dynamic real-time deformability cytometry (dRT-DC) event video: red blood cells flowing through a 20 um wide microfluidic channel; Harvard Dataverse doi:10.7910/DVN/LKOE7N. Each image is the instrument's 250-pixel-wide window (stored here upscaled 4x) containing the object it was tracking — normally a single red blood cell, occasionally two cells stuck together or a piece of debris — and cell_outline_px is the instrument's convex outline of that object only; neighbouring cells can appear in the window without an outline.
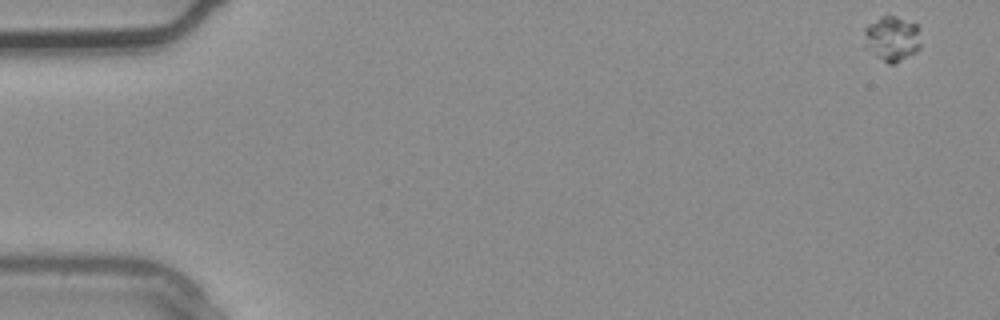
{"species": "common noctule bat (a hibernating species)", "species_latin": "Nyctalus noctula", "temperature_condition": "warm", "stored_images_in_passage": 3, "camera_frame_rate_fps": 3000, "um_per_image_px": 0.085, "animal": {"sex": "male", "body_mass_g": 20.4}, "frame": {"image": 1, "passage_image": 1, "time_ms": 0.0, "image_size_px": [1000, 320], "cell_outline_px": [[920, 48], [916, 52], [896, 64], [888, 64], [864, 48], [864, 28], [868, 24], [884, 16], [896, 16], [916, 24], [920, 28]], "centroid_in_image_um": [75.82, 3.3], "position_along_channel_um": 9.2, "area_um2": 15.14}}